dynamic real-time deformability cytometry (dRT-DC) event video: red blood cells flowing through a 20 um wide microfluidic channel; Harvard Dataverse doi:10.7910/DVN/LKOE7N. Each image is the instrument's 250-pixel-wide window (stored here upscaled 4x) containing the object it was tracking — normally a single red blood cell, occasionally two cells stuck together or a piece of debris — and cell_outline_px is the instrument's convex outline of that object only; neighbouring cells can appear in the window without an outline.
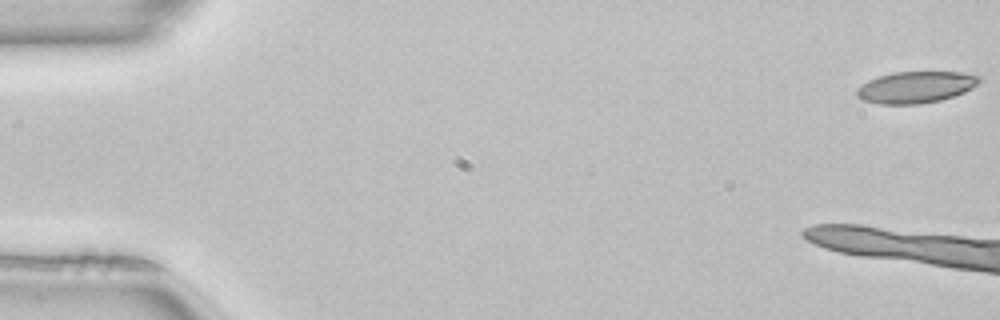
{"species": "common noctule bat (a hibernating species)", "species_latin": "Nyctalus noctula", "temperature_condition": "room temperature", "stored_images_in_passage": 9, "camera_frame_rate_fps": 3000, "um_per_image_px": 0.085, "animal": {"sex": "female", "body_mass_g": 22.7, "forearm_length_mm": 54.2}, "frame": {"image": 1, "passage_image": 1, "time_ms": 0.0, "image_size_px": [1000, 320], "cell_outline_px": [[980, 80], [972, 88], [964, 92], [940, 100], [920, 104], [880, 104], [864, 100], [856, 96], [856, 88], [868, 80], [880, 76], [896, 72], [964, 72], [980, 76]], "centroid_in_image_um": [77.82, 7.41], "position_along_channel_um": 7.2, "area_um2": 22.43}}